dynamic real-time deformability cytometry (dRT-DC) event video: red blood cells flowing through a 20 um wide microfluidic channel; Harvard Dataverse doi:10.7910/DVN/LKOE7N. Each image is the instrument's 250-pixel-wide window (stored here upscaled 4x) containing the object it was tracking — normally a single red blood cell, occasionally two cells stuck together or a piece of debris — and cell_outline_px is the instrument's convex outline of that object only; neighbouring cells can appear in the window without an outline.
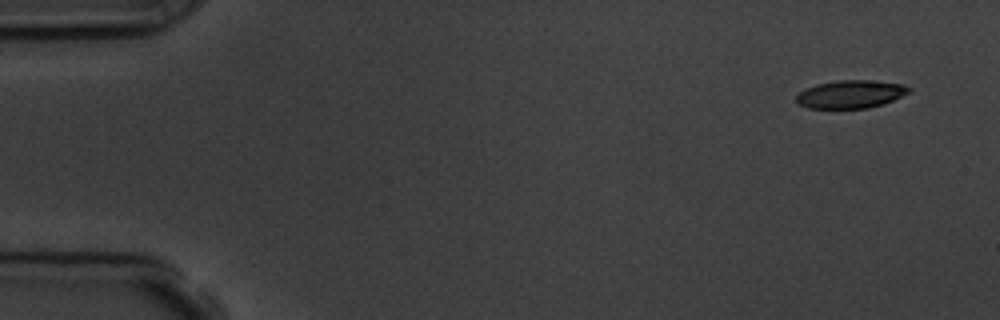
{"species": "common noctule bat (a hibernating species)", "species_latin": "Nyctalus noctula", "temperature_condition": "room temperature", "stored_images_in_passage": 4, "camera_frame_rate_fps": 3000, "um_per_image_px": 0.085, "animal": {"sex": "male", "body_mass_g": 19.5, "forearm_length_mm": 54.6}, "frame": {"image": 1, "passage_image": 1, "time_ms": 0.0, "image_size_px": [1000, 320], "cell_outline_px": [[912, 92], [884, 104], [868, 108], [808, 108], [800, 104], [796, 100], [796, 96], [804, 88], [816, 84], [840, 80], [868, 80], [904, 84], [912, 88]], "centroid_in_image_um": [72.35, 8.0], "position_along_channel_um": 12.6, "area_um2": 18.5}}